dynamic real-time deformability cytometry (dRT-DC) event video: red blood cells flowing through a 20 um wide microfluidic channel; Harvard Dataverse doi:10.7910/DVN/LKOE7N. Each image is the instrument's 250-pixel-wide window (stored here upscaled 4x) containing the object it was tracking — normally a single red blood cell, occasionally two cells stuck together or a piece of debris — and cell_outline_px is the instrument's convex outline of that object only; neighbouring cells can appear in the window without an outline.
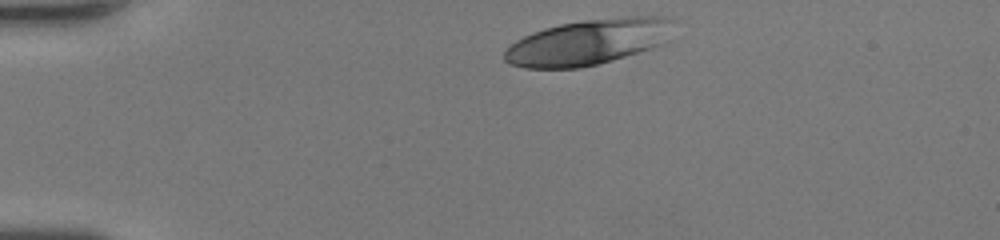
{"species": "human", "species_latin": "Homo sapiens", "temperature_condition": "room temperature", "stored_images_in_passage": 31, "camera_frame_rate_fps": 3000, "um_per_image_px": 0.085, "donor": {"sex": "female"}, "frame": {"image": 1, "passage_image": 1, "time_ms": 0.0, "image_size_px": [1000, 240], "cell_outline_px": [[672, 20], [668, 40], [664, 44], [652, 48], [612, 60], [580, 68], [524, 68], [508, 64], [504, 60], [504, 52], [516, 40], [524, 36], [544, 28], [560, 24], [584, 20], [628, 16], [668, 16]], "centroid_in_image_um": [50.0, 3.57], "position_along_channel_um": 35.0, "area_um2": 44.91}}
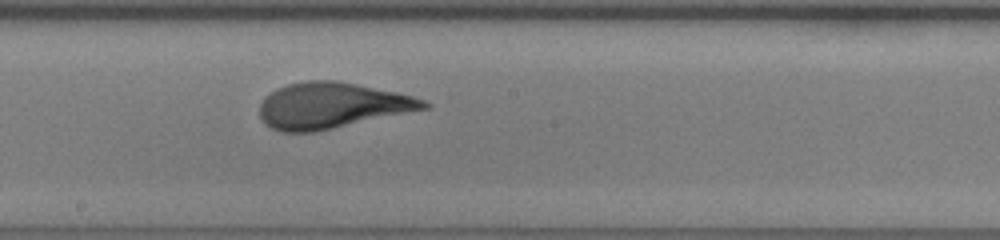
{"frame": {"image": 2, "passage_image": 18, "time_ms": 5.667, "image_size_px": [1000, 240], "cell_outline_px": [[432, 104], [428, 108], [332, 128], [312, 132], [280, 132], [264, 124], [260, 120], [260, 104], [276, 88], [288, 84], [308, 80], [336, 80], [396, 92], [412, 96], [424, 100]], "centroid_in_image_um": [28.17, 8.97], "position_along_channel_um": 220.0, "area_um2": 43.41}}
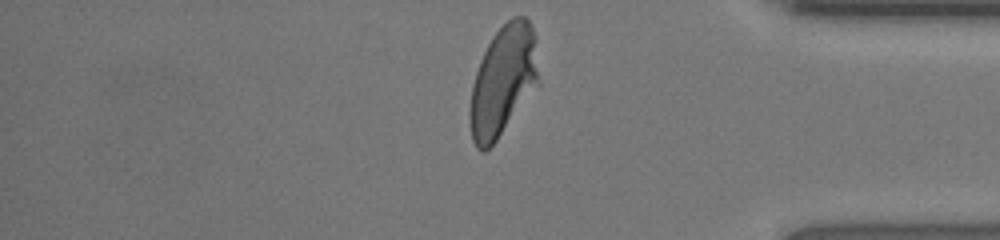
{"frame": {"image": 3, "passage_image": 31, "time_ms": 10.0, "image_size_px": [1000, 240], "cell_outline_px": [[540, 84], [496, 140], [484, 152], [480, 152], [476, 148], [472, 140], [468, 120], [468, 112], [472, 84], [480, 60], [492, 36], [512, 16], [524, 16], [528, 20], [536, 36]], "centroid_in_image_um": [42.76, 6.89], "position_along_channel_um": 392.4, "area_um2": 44.74}, "authors_computed_cell_mechanics": {"area_um2": 43.4078, "velocity_mm_per_s": 4.3915, "shape_relaxation_time_tau1_ms": 4.5353, "shape_relaxation_time_tau2_ms": null, "deformation_change_tau1": 0.2387, "deformation_change_tau2": null}}